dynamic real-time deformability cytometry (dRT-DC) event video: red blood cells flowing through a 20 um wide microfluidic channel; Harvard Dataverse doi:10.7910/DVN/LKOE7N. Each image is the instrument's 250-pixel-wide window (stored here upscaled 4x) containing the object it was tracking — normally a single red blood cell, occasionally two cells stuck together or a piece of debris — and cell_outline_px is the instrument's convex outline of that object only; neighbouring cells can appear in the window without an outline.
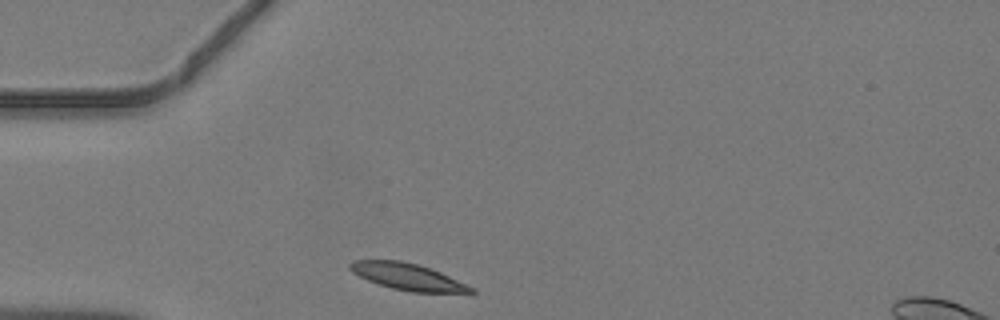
{"species": "common noctule bat (a hibernating species)", "species_latin": "Nyctalus noctula", "temperature_condition": "warm", "stored_images_in_passage": 34, "camera_frame_rate_fps": 3000, "um_per_image_px": 0.085, "animal": {"sex": "male", "body_mass_g": 19.2, "forearm_length_mm": 51.8}, "frame": {"image": 1, "passage_image": 1, "time_ms": 0.0, "image_size_px": [1000, 320], "cell_outline_px": [[476, 292], [412, 292], [392, 288], [368, 280], [352, 272], [348, 268], [348, 264], [352, 260], [400, 260], [416, 264], [440, 272], [468, 284], [476, 288]], "centroid_in_image_um": [34.65, 23.51], "position_along_channel_um": 50.4, "area_um2": 18.61}}
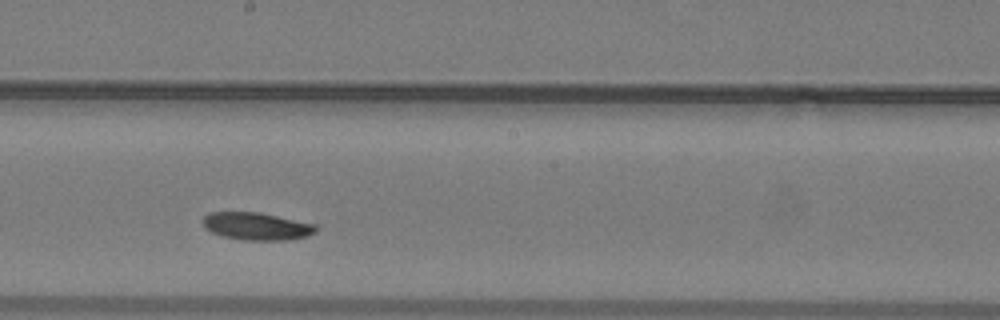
{"frame": {"image": 2, "passage_image": 14, "time_ms": 4.333, "image_size_px": [1000, 320], "cell_outline_px": [[316, 232], [308, 236], [288, 240], [240, 240], [224, 236], [212, 232], [204, 228], [200, 224], [200, 220], [208, 212], [260, 212], [316, 224]], "centroid_in_image_um": [21.77, 19.22], "position_along_channel_um": 226.4, "area_um2": 18.44}}
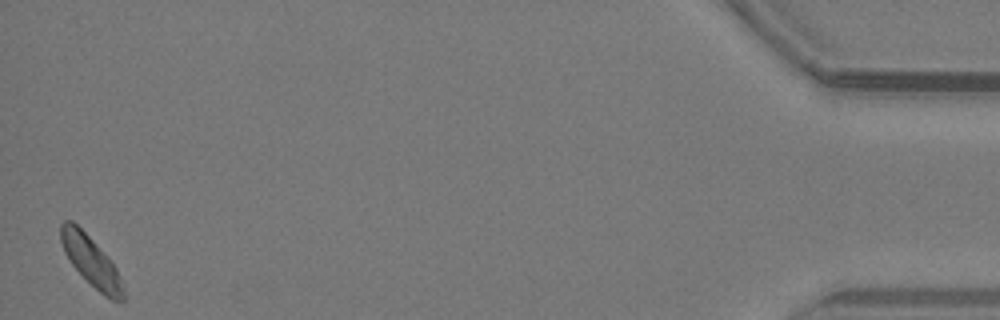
{"frame": {"image": 3, "passage_image": 34, "time_ms": 11.0, "image_size_px": [1000, 320], "cell_outline_px": [[124, 300], [112, 300], [104, 296], [72, 264], [64, 252], [60, 240], [60, 224], [64, 220], [72, 220], [92, 240], [116, 268], [124, 292]], "centroid_in_image_um": [7.7, 22.17], "position_along_channel_um": 427.5, "area_um2": 17.4}}